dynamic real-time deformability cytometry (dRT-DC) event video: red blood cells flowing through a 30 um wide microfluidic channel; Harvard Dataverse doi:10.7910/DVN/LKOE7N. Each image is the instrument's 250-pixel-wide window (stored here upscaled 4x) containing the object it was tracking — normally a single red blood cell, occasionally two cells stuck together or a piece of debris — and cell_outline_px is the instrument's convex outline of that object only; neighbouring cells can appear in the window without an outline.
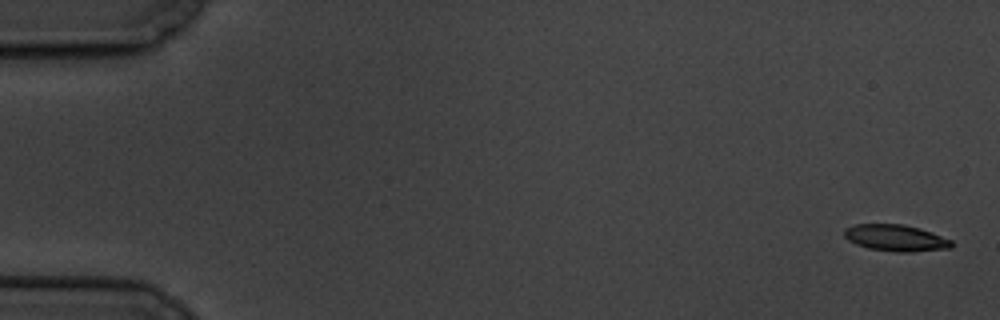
{"species": "common noctule bat (a hibernating species)", "species_latin": "Nyctalus noctula", "temperature_condition": "cold", "stored_images_in_passage": 5, "camera_frame_rate_fps": 3000, "um_per_image_px": 0.085, "animal": {"sex": "male", "body_mass_g": 19.5, "forearm_length_mm": 54.6}, "frame": {"image": 1, "passage_image": 1, "time_ms": 0.0, "image_size_px": [1000, 320], "cell_outline_px": [[952, 248], [912, 252], [896, 252], [868, 248], [856, 244], [848, 240], [844, 236], [844, 228], [856, 224], [904, 224], [920, 228], [932, 232], [952, 240]], "centroid_in_image_um": [76.14, 20.22], "position_along_channel_um": 8.9, "area_um2": 16.7}}
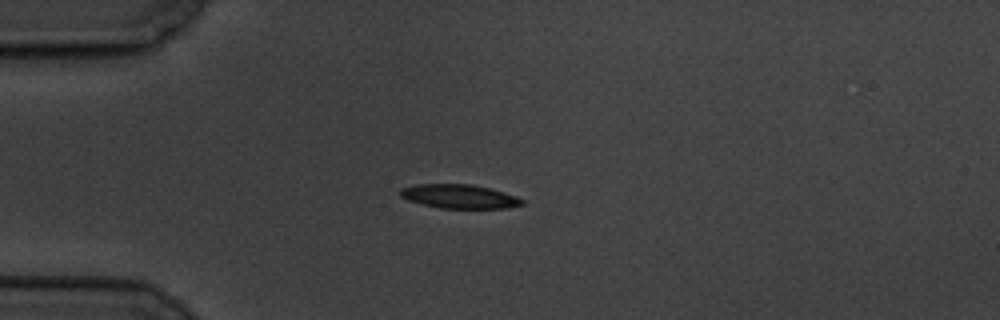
{"frame": {"image": 2, "passage_image": 5, "time_ms": 4.667, "image_size_px": [1000, 320], "cell_outline_px": [[524, 204], [508, 208], [440, 208], [408, 200], [400, 196], [400, 188], [416, 184], [472, 184], [504, 192], [516, 196], [524, 200]], "centroid_in_image_um": [39.05, 16.69], "position_along_channel_um": 46.0, "area_um2": 16.94}}